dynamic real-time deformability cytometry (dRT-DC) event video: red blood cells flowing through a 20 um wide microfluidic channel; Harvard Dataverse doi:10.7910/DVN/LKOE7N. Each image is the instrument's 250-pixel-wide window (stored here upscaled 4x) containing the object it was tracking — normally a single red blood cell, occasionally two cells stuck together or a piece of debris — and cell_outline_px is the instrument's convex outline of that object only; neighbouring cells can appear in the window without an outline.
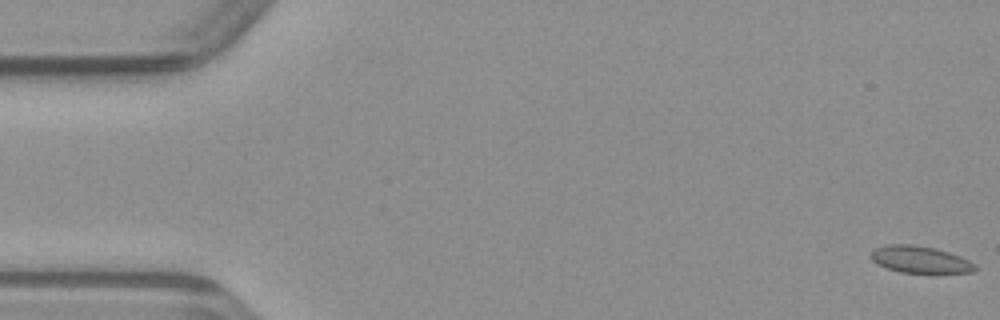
{"species": "common noctule bat (a hibernating species)", "species_latin": "Nyctalus noctula", "temperature_condition": "warm", "stored_images_in_passage": 49, "camera_frame_rate_fps": 3000, "um_per_image_px": 0.085, "animal": {"sex": "male", "body_mass_g": 23.1, "forearm_length_mm": 52.7}, "frame": {"image": 1, "passage_image": 1, "time_ms": 0.0, "image_size_px": [1000, 320], "cell_outline_px": [[976, 268], [972, 272], [900, 272], [888, 268], [872, 260], [872, 252], [876, 248], [888, 244], [908, 244], [932, 248], [948, 252], [960, 256], [976, 264]], "centroid_in_image_um": [78.22, 22.05], "position_along_channel_um": 6.8, "area_um2": 15.78}}
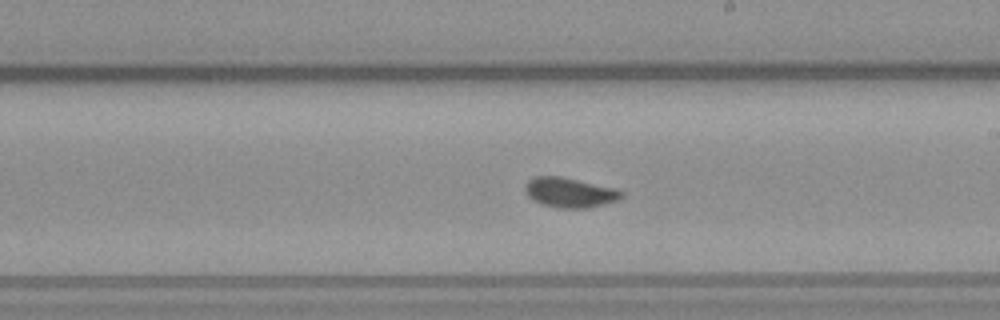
{"frame": {"image": 2, "passage_image": 28, "time_ms": 9.0, "image_size_px": [1000, 320], "cell_outline_px": [[624, 196], [616, 200], [588, 208], [556, 208], [540, 204], [532, 200], [528, 196], [524, 188], [524, 184], [528, 180], [536, 176], [560, 176], [612, 188], [624, 192]], "centroid_in_image_um": [48.36, 16.37], "position_along_channel_um": 240.6, "area_um2": 16.65}}
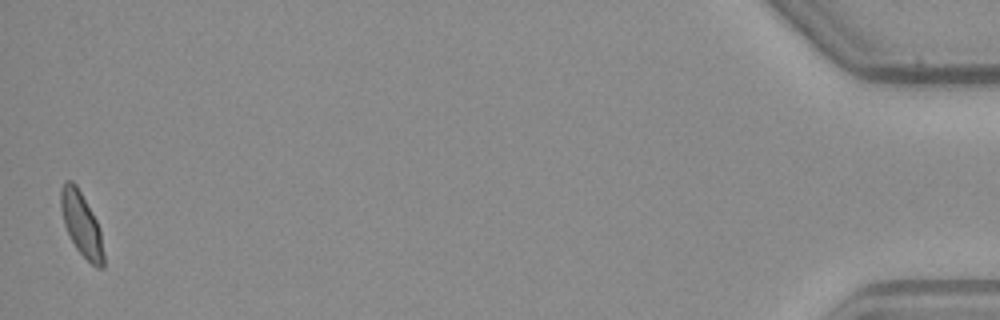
{"frame": {"image": 3, "passage_image": 49, "time_ms": 16.0, "image_size_px": [1000, 320], "cell_outline_px": [[104, 268], [96, 268], [76, 248], [64, 224], [60, 208], [60, 188], [64, 180], [72, 180], [76, 184], [96, 220], [100, 228], [104, 256]], "centroid_in_image_um": [6.91, 19.03], "position_along_channel_um": 428.3, "area_um2": 15.84}}